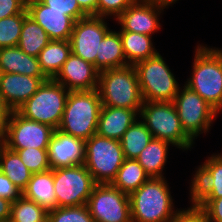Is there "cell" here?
<instances>
[{
  "label": "cell",
  "mask_w": 222,
  "mask_h": 222,
  "mask_svg": "<svg viewBox=\"0 0 222 222\" xmlns=\"http://www.w3.org/2000/svg\"><path fill=\"white\" fill-rule=\"evenodd\" d=\"M168 222H206L203 212L193 206L181 209L171 220Z\"/></svg>",
  "instance_id": "74e56055"
},
{
  "label": "cell",
  "mask_w": 222,
  "mask_h": 222,
  "mask_svg": "<svg viewBox=\"0 0 222 222\" xmlns=\"http://www.w3.org/2000/svg\"><path fill=\"white\" fill-rule=\"evenodd\" d=\"M86 205L95 222H132L129 195L111 183L96 184Z\"/></svg>",
  "instance_id": "8fae6325"
},
{
  "label": "cell",
  "mask_w": 222,
  "mask_h": 222,
  "mask_svg": "<svg viewBox=\"0 0 222 222\" xmlns=\"http://www.w3.org/2000/svg\"><path fill=\"white\" fill-rule=\"evenodd\" d=\"M135 0H98L96 17L116 20Z\"/></svg>",
  "instance_id": "d590c367"
},
{
  "label": "cell",
  "mask_w": 222,
  "mask_h": 222,
  "mask_svg": "<svg viewBox=\"0 0 222 222\" xmlns=\"http://www.w3.org/2000/svg\"><path fill=\"white\" fill-rule=\"evenodd\" d=\"M101 108L98 89L70 91L58 129L86 141L97 132Z\"/></svg>",
  "instance_id": "3957f363"
},
{
  "label": "cell",
  "mask_w": 222,
  "mask_h": 222,
  "mask_svg": "<svg viewBox=\"0 0 222 222\" xmlns=\"http://www.w3.org/2000/svg\"><path fill=\"white\" fill-rule=\"evenodd\" d=\"M99 71L128 66L119 31L110 29L100 42L99 55L93 64Z\"/></svg>",
  "instance_id": "603a6c76"
},
{
  "label": "cell",
  "mask_w": 222,
  "mask_h": 222,
  "mask_svg": "<svg viewBox=\"0 0 222 222\" xmlns=\"http://www.w3.org/2000/svg\"><path fill=\"white\" fill-rule=\"evenodd\" d=\"M0 171L21 191L26 189L32 173L24 165L19 155L0 142Z\"/></svg>",
  "instance_id": "4316f807"
},
{
  "label": "cell",
  "mask_w": 222,
  "mask_h": 222,
  "mask_svg": "<svg viewBox=\"0 0 222 222\" xmlns=\"http://www.w3.org/2000/svg\"><path fill=\"white\" fill-rule=\"evenodd\" d=\"M47 80V77L0 73V96L11 111H16Z\"/></svg>",
  "instance_id": "d6986e66"
},
{
  "label": "cell",
  "mask_w": 222,
  "mask_h": 222,
  "mask_svg": "<svg viewBox=\"0 0 222 222\" xmlns=\"http://www.w3.org/2000/svg\"><path fill=\"white\" fill-rule=\"evenodd\" d=\"M47 154L52 170L82 165L85 162V141L55 129Z\"/></svg>",
  "instance_id": "9a60e30c"
},
{
  "label": "cell",
  "mask_w": 222,
  "mask_h": 222,
  "mask_svg": "<svg viewBox=\"0 0 222 222\" xmlns=\"http://www.w3.org/2000/svg\"><path fill=\"white\" fill-rule=\"evenodd\" d=\"M163 1H166V2H169V3H171V4H175V2H177V1H179V0H163Z\"/></svg>",
  "instance_id": "ee69618b"
},
{
  "label": "cell",
  "mask_w": 222,
  "mask_h": 222,
  "mask_svg": "<svg viewBox=\"0 0 222 222\" xmlns=\"http://www.w3.org/2000/svg\"><path fill=\"white\" fill-rule=\"evenodd\" d=\"M53 180L57 207L85 205L97 184L84 164L53 169Z\"/></svg>",
  "instance_id": "30bf717a"
},
{
  "label": "cell",
  "mask_w": 222,
  "mask_h": 222,
  "mask_svg": "<svg viewBox=\"0 0 222 222\" xmlns=\"http://www.w3.org/2000/svg\"><path fill=\"white\" fill-rule=\"evenodd\" d=\"M99 73L92 63L71 53L54 80L69 91H91L98 89Z\"/></svg>",
  "instance_id": "e0dca14e"
},
{
  "label": "cell",
  "mask_w": 222,
  "mask_h": 222,
  "mask_svg": "<svg viewBox=\"0 0 222 222\" xmlns=\"http://www.w3.org/2000/svg\"><path fill=\"white\" fill-rule=\"evenodd\" d=\"M98 91L102 106L126 108L139 113L144 102L134 65L100 71Z\"/></svg>",
  "instance_id": "277c9868"
},
{
  "label": "cell",
  "mask_w": 222,
  "mask_h": 222,
  "mask_svg": "<svg viewBox=\"0 0 222 222\" xmlns=\"http://www.w3.org/2000/svg\"><path fill=\"white\" fill-rule=\"evenodd\" d=\"M190 198L222 197V153H213L198 166L189 186Z\"/></svg>",
  "instance_id": "2e32d148"
},
{
  "label": "cell",
  "mask_w": 222,
  "mask_h": 222,
  "mask_svg": "<svg viewBox=\"0 0 222 222\" xmlns=\"http://www.w3.org/2000/svg\"><path fill=\"white\" fill-rule=\"evenodd\" d=\"M54 128L24 118L17 111H11L2 144L8 149H47Z\"/></svg>",
  "instance_id": "7c38bea8"
},
{
  "label": "cell",
  "mask_w": 222,
  "mask_h": 222,
  "mask_svg": "<svg viewBox=\"0 0 222 222\" xmlns=\"http://www.w3.org/2000/svg\"><path fill=\"white\" fill-rule=\"evenodd\" d=\"M106 17L87 16L75 21L70 36L71 53L92 64L99 55L100 42L110 30Z\"/></svg>",
  "instance_id": "5bb4252c"
},
{
  "label": "cell",
  "mask_w": 222,
  "mask_h": 222,
  "mask_svg": "<svg viewBox=\"0 0 222 222\" xmlns=\"http://www.w3.org/2000/svg\"><path fill=\"white\" fill-rule=\"evenodd\" d=\"M173 100L184 131L193 139L208 134L218 112L199 94L183 84Z\"/></svg>",
  "instance_id": "9c48e42d"
},
{
  "label": "cell",
  "mask_w": 222,
  "mask_h": 222,
  "mask_svg": "<svg viewBox=\"0 0 222 222\" xmlns=\"http://www.w3.org/2000/svg\"><path fill=\"white\" fill-rule=\"evenodd\" d=\"M70 54L69 40H51L37 57L41 71L48 79H54Z\"/></svg>",
  "instance_id": "d4e9b609"
},
{
  "label": "cell",
  "mask_w": 222,
  "mask_h": 222,
  "mask_svg": "<svg viewBox=\"0 0 222 222\" xmlns=\"http://www.w3.org/2000/svg\"><path fill=\"white\" fill-rule=\"evenodd\" d=\"M126 61L129 65L152 58L159 51L153 46L152 36L130 31H119Z\"/></svg>",
  "instance_id": "484cf974"
},
{
  "label": "cell",
  "mask_w": 222,
  "mask_h": 222,
  "mask_svg": "<svg viewBox=\"0 0 222 222\" xmlns=\"http://www.w3.org/2000/svg\"><path fill=\"white\" fill-rule=\"evenodd\" d=\"M48 212L21 195L11 204L10 222H47Z\"/></svg>",
  "instance_id": "4dcf8cb0"
},
{
  "label": "cell",
  "mask_w": 222,
  "mask_h": 222,
  "mask_svg": "<svg viewBox=\"0 0 222 222\" xmlns=\"http://www.w3.org/2000/svg\"><path fill=\"white\" fill-rule=\"evenodd\" d=\"M134 67L143 101L173 102L181 85L160 53L136 63Z\"/></svg>",
  "instance_id": "52a82bcc"
},
{
  "label": "cell",
  "mask_w": 222,
  "mask_h": 222,
  "mask_svg": "<svg viewBox=\"0 0 222 222\" xmlns=\"http://www.w3.org/2000/svg\"><path fill=\"white\" fill-rule=\"evenodd\" d=\"M21 195V191L0 171V197L14 202Z\"/></svg>",
  "instance_id": "ab89813d"
},
{
  "label": "cell",
  "mask_w": 222,
  "mask_h": 222,
  "mask_svg": "<svg viewBox=\"0 0 222 222\" xmlns=\"http://www.w3.org/2000/svg\"><path fill=\"white\" fill-rule=\"evenodd\" d=\"M150 130L137 119L120 139L125 159H136L152 139Z\"/></svg>",
  "instance_id": "f546056e"
},
{
  "label": "cell",
  "mask_w": 222,
  "mask_h": 222,
  "mask_svg": "<svg viewBox=\"0 0 222 222\" xmlns=\"http://www.w3.org/2000/svg\"><path fill=\"white\" fill-rule=\"evenodd\" d=\"M47 222H95L87 205L56 207L48 212Z\"/></svg>",
  "instance_id": "d6a6232c"
},
{
  "label": "cell",
  "mask_w": 222,
  "mask_h": 222,
  "mask_svg": "<svg viewBox=\"0 0 222 222\" xmlns=\"http://www.w3.org/2000/svg\"><path fill=\"white\" fill-rule=\"evenodd\" d=\"M77 2L88 16H96L98 0H77Z\"/></svg>",
  "instance_id": "b9f144b4"
},
{
  "label": "cell",
  "mask_w": 222,
  "mask_h": 222,
  "mask_svg": "<svg viewBox=\"0 0 222 222\" xmlns=\"http://www.w3.org/2000/svg\"><path fill=\"white\" fill-rule=\"evenodd\" d=\"M190 203L199 208L206 222H222V197L221 198H189Z\"/></svg>",
  "instance_id": "e575fe53"
},
{
  "label": "cell",
  "mask_w": 222,
  "mask_h": 222,
  "mask_svg": "<svg viewBox=\"0 0 222 222\" xmlns=\"http://www.w3.org/2000/svg\"><path fill=\"white\" fill-rule=\"evenodd\" d=\"M171 143L152 138L145 149L137 156L136 160L145 169L150 178H164L168 153Z\"/></svg>",
  "instance_id": "cb8c5ba5"
},
{
  "label": "cell",
  "mask_w": 222,
  "mask_h": 222,
  "mask_svg": "<svg viewBox=\"0 0 222 222\" xmlns=\"http://www.w3.org/2000/svg\"><path fill=\"white\" fill-rule=\"evenodd\" d=\"M28 16L39 24L51 40H69L75 20L63 11L51 10L40 0H28L26 3Z\"/></svg>",
  "instance_id": "ac0fdd59"
},
{
  "label": "cell",
  "mask_w": 222,
  "mask_h": 222,
  "mask_svg": "<svg viewBox=\"0 0 222 222\" xmlns=\"http://www.w3.org/2000/svg\"><path fill=\"white\" fill-rule=\"evenodd\" d=\"M129 198L132 222H168L181 210L174 209L166 177L149 178Z\"/></svg>",
  "instance_id": "7a4b0ae2"
},
{
  "label": "cell",
  "mask_w": 222,
  "mask_h": 222,
  "mask_svg": "<svg viewBox=\"0 0 222 222\" xmlns=\"http://www.w3.org/2000/svg\"><path fill=\"white\" fill-rule=\"evenodd\" d=\"M124 159L120 140L95 133L85 141L84 166L97 184L112 183Z\"/></svg>",
  "instance_id": "ba28073f"
},
{
  "label": "cell",
  "mask_w": 222,
  "mask_h": 222,
  "mask_svg": "<svg viewBox=\"0 0 222 222\" xmlns=\"http://www.w3.org/2000/svg\"><path fill=\"white\" fill-rule=\"evenodd\" d=\"M69 92L54 79H48L16 111L26 119L58 129Z\"/></svg>",
  "instance_id": "8992f818"
},
{
  "label": "cell",
  "mask_w": 222,
  "mask_h": 222,
  "mask_svg": "<svg viewBox=\"0 0 222 222\" xmlns=\"http://www.w3.org/2000/svg\"><path fill=\"white\" fill-rule=\"evenodd\" d=\"M137 119H139V113L136 110L102 106L96 133L120 140Z\"/></svg>",
  "instance_id": "ffe728a7"
},
{
  "label": "cell",
  "mask_w": 222,
  "mask_h": 222,
  "mask_svg": "<svg viewBox=\"0 0 222 222\" xmlns=\"http://www.w3.org/2000/svg\"><path fill=\"white\" fill-rule=\"evenodd\" d=\"M12 201L0 197V222L10 220Z\"/></svg>",
  "instance_id": "7bdbcfd3"
},
{
  "label": "cell",
  "mask_w": 222,
  "mask_h": 222,
  "mask_svg": "<svg viewBox=\"0 0 222 222\" xmlns=\"http://www.w3.org/2000/svg\"><path fill=\"white\" fill-rule=\"evenodd\" d=\"M27 15L25 9L21 14L0 20V48L17 46L24 18Z\"/></svg>",
  "instance_id": "1f68e13d"
},
{
  "label": "cell",
  "mask_w": 222,
  "mask_h": 222,
  "mask_svg": "<svg viewBox=\"0 0 222 222\" xmlns=\"http://www.w3.org/2000/svg\"><path fill=\"white\" fill-rule=\"evenodd\" d=\"M26 9L24 0H0V20L21 14Z\"/></svg>",
  "instance_id": "f35d334b"
},
{
  "label": "cell",
  "mask_w": 222,
  "mask_h": 222,
  "mask_svg": "<svg viewBox=\"0 0 222 222\" xmlns=\"http://www.w3.org/2000/svg\"><path fill=\"white\" fill-rule=\"evenodd\" d=\"M198 44L194 51L192 75L185 85L199 94L220 114L222 112V49Z\"/></svg>",
  "instance_id": "6da1fadb"
},
{
  "label": "cell",
  "mask_w": 222,
  "mask_h": 222,
  "mask_svg": "<svg viewBox=\"0 0 222 222\" xmlns=\"http://www.w3.org/2000/svg\"><path fill=\"white\" fill-rule=\"evenodd\" d=\"M171 5L163 0H135L116 19V23L121 26L119 31L152 36L161 29L159 16L163 14L164 9H168Z\"/></svg>",
  "instance_id": "4fadbf2b"
},
{
  "label": "cell",
  "mask_w": 222,
  "mask_h": 222,
  "mask_svg": "<svg viewBox=\"0 0 222 222\" xmlns=\"http://www.w3.org/2000/svg\"><path fill=\"white\" fill-rule=\"evenodd\" d=\"M22 195L36 202L47 212L54 210L57 207V199L54 192L53 170L32 174Z\"/></svg>",
  "instance_id": "7402d4cb"
},
{
  "label": "cell",
  "mask_w": 222,
  "mask_h": 222,
  "mask_svg": "<svg viewBox=\"0 0 222 222\" xmlns=\"http://www.w3.org/2000/svg\"><path fill=\"white\" fill-rule=\"evenodd\" d=\"M149 175L136 159H124L112 185L130 195L149 179Z\"/></svg>",
  "instance_id": "83f0119b"
},
{
  "label": "cell",
  "mask_w": 222,
  "mask_h": 222,
  "mask_svg": "<svg viewBox=\"0 0 222 222\" xmlns=\"http://www.w3.org/2000/svg\"><path fill=\"white\" fill-rule=\"evenodd\" d=\"M139 118L153 138L167 141L183 151L193 148L195 141L184 131L173 102L144 101Z\"/></svg>",
  "instance_id": "5b68a950"
},
{
  "label": "cell",
  "mask_w": 222,
  "mask_h": 222,
  "mask_svg": "<svg viewBox=\"0 0 222 222\" xmlns=\"http://www.w3.org/2000/svg\"><path fill=\"white\" fill-rule=\"evenodd\" d=\"M0 73L46 77L41 71L38 58L26 54L18 46L0 48Z\"/></svg>",
  "instance_id": "44dd1931"
},
{
  "label": "cell",
  "mask_w": 222,
  "mask_h": 222,
  "mask_svg": "<svg viewBox=\"0 0 222 222\" xmlns=\"http://www.w3.org/2000/svg\"><path fill=\"white\" fill-rule=\"evenodd\" d=\"M15 151L32 174L50 170L47 149H10Z\"/></svg>",
  "instance_id": "836d02e7"
},
{
  "label": "cell",
  "mask_w": 222,
  "mask_h": 222,
  "mask_svg": "<svg viewBox=\"0 0 222 222\" xmlns=\"http://www.w3.org/2000/svg\"><path fill=\"white\" fill-rule=\"evenodd\" d=\"M10 112L11 110L7 107L3 101V98L0 96V142H2L4 138Z\"/></svg>",
  "instance_id": "60d3db41"
},
{
  "label": "cell",
  "mask_w": 222,
  "mask_h": 222,
  "mask_svg": "<svg viewBox=\"0 0 222 222\" xmlns=\"http://www.w3.org/2000/svg\"><path fill=\"white\" fill-rule=\"evenodd\" d=\"M49 6L51 10L63 11L75 21L83 19L88 15L79 7L77 0H40Z\"/></svg>",
  "instance_id": "8d00e7d4"
},
{
  "label": "cell",
  "mask_w": 222,
  "mask_h": 222,
  "mask_svg": "<svg viewBox=\"0 0 222 222\" xmlns=\"http://www.w3.org/2000/svg\"><path fill=\"white\" fill-rule=\"evenodd\" d=\"M51 41L45 30L28 15L24 18L17 46L26 54L38 57Z\"/></svg>",
  "instance_id": "f1b7e54d"
}]
</instances>
